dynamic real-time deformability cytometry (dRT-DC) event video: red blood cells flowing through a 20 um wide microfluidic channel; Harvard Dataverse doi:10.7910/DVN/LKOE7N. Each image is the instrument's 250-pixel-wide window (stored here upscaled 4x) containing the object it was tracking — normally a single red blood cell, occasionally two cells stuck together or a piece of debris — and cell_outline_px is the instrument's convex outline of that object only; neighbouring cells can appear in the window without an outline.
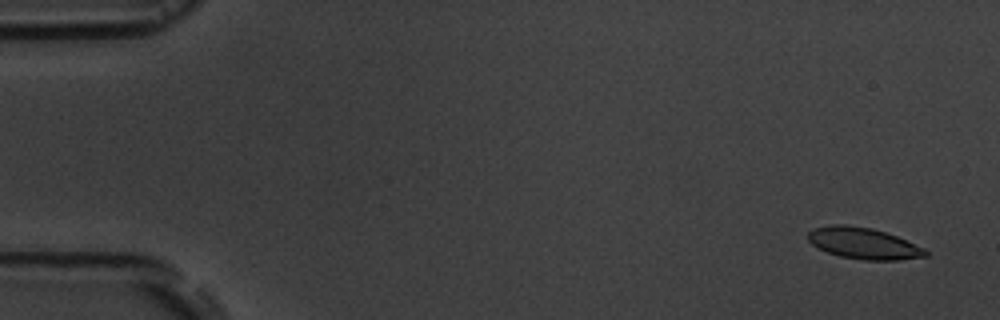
{"species": "common noctule bat (a hibernating species)", "species_latin": "Nyctalus noctula", "temperature_condition": "room temperature", "stored_images_in_passage": 5, "camera_frame_rate_fps": 3000, "um_per_image_px": 0.085, "animal": {"sex": "male", "body_mass_g": 19.5, "forearm_length_mm": 54.6}, "frame": {"image": 1, "passage_image": 1, "time_ms": 0.0, "image_size_px": [1000, 320], "cell_outline_px": [[928, 256], [900, 260], [864, 260], [840, 256], [828, 252], [812, 244], [808, 240], [808, 232], [816, 228], [832, 224], [844, 224], [872, 228], [896, 236], [924, 248], [928, 252]], "centroid_in_image_um": [73.41, 20.68], "position_along_channel_um": 11.6, "area_um2": 21.27}}
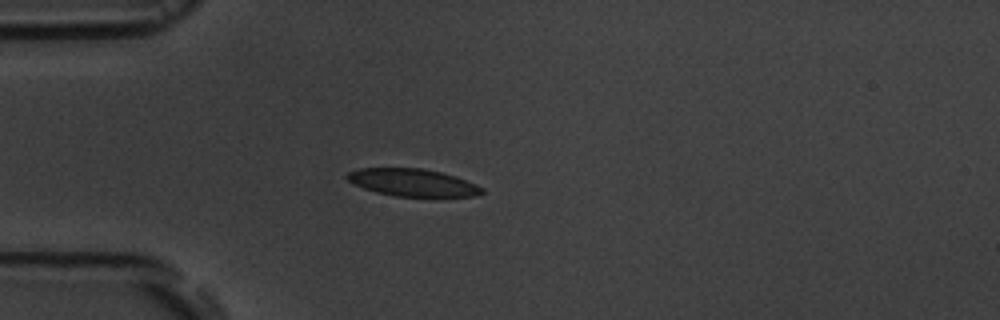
{"frame": {"image": 2, "passage_image": 5, "time_ms": 4.333, "image_size_px": [1000, 320], "cell_outline_px": [[484, 192], [476, 196], [436, 200], [396, 196], [376, 192], [364, 188], [348, 180], [344, 176], [348, 172], [360, 168], [420, 168], [440, 172], [456, 176], [476, 184], [484, 188]], "centroid_in_image_um": [35.19, 15.57], "position_along_channel_um": 49.8, "area_um2": 22.54}}